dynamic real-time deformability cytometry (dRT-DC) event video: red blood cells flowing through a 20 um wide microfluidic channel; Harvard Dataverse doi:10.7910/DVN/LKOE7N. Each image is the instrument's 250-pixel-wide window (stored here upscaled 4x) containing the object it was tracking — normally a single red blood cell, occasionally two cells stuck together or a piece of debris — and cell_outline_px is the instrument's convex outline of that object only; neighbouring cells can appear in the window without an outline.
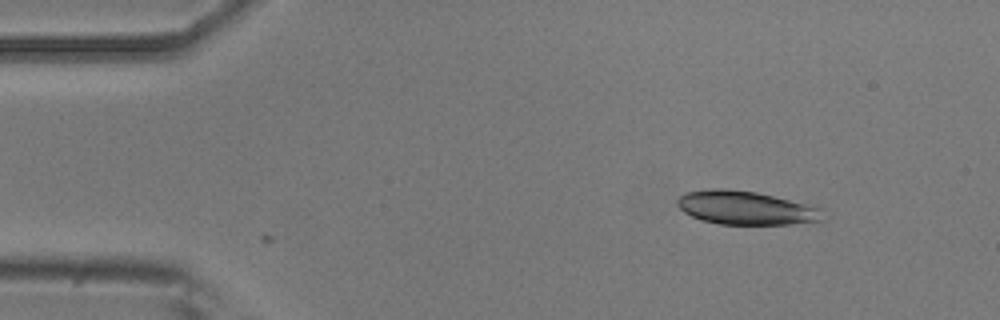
{"species": "common noctule bat (a hibernating species)", "species_latin": "Nyctalus noctula", "temperature_condition": "room temperature", "stored_images_in_passage": 2, "camera_frame_rate_fps": 3000, "um_per_image_px": 0.085, "animal": {"sex": "male", "body_mass_g": 20.5, "forearm_length_mm": 52.5}, "frame": {"image": 1, "passage_image": 1, "time_ms": 0.0, "image_size_px": [1000, 320], "cell_outline_px": [[832, 216], [824, 220], [788, 224], [720, 224], [700, 220], [684, 212], [676, 204], [676, 200], [680, 196], [688, 192], [712, 188], [724, 188], [756, 192], [820, 208]], "centroid_in_image_um": [63.42, 17.68], "position_along_channel_um": 21.6, "area_um2": 28.5}}